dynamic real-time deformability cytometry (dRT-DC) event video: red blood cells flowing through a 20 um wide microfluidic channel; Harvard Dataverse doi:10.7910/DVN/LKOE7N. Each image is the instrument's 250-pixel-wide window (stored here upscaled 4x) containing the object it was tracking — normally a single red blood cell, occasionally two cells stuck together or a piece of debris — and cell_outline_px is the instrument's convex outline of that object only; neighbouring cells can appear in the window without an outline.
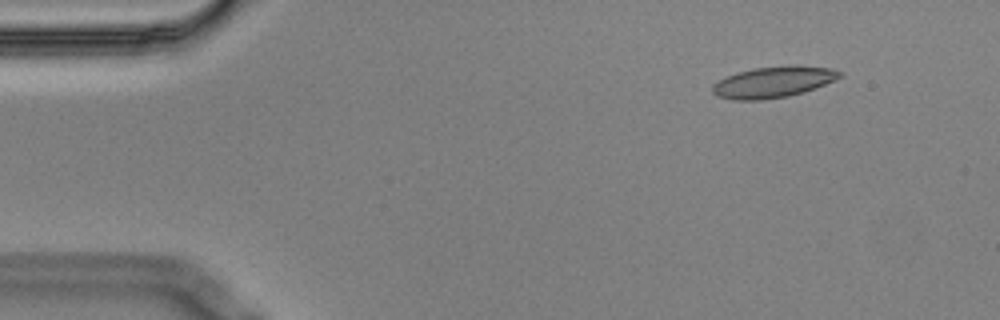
{"species": "Egyptian fruit bat (a non-hibernating species)", "species_latin": "Rousettus aegyptiacus", "temperature_condition": "cold", "stored_images_in_passage": 3, "camera_frame_rate_fps": 3000, "um_per_image_px": 0.085, "animal": {"sex": "male"}, "frame": {"image": 1, "passage_image": 3, "time_ms": 0.667, "image_size_px": [1000, 320], "cell_outline_px": [[840, 76], [836, 80], [804, 92], [788, 96], [760, 100], [732, 100], [716, 96], [712, 92], [712, 84], [736, 72], [752, 68], [796, 64], [832, 68], [840, 72]], "centroid_in_image_um": [65.72, 6.96], "position_along_channel_um": 19.3, "area_um2": 23.29}}